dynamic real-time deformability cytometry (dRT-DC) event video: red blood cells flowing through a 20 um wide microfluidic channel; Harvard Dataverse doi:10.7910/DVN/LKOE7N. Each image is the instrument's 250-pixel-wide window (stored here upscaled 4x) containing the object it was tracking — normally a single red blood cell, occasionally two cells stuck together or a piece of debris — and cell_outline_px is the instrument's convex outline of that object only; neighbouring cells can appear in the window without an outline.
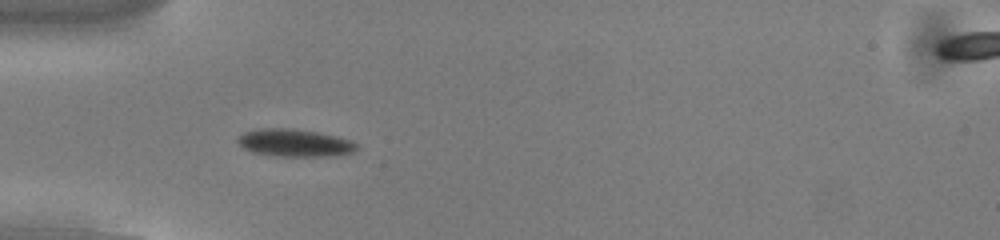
{"species": "common noctule bat (a hibernating species)", "species_latin": "Nyctalus noctula", "temperature_condition": "cold", "stored_images_in_passage": 53, "camera_frame_rate_fps": 3000, "um_per_image_px": 0.085, "animal": {"sex": "male", "body_mass_g": 13.0, "forearm_length_mm": 53.1}, "frame": {"image": 1, "passage_image": 16, "time_ms": 5.0, "image_size_px": [1000, 240], "cell_outline_px": [[360, 148], [352, 152], [324, 156], [276, 156], [252, 152], [244, 148], [236, 140], [236, 136], [244, 132], [260, 128], [292, 128], [320, 132], [352, 140]], "centroid_in_image_um": [25.02, 12.13], "position_along_channel_um": 60.0, "area_um2": 19.19}}
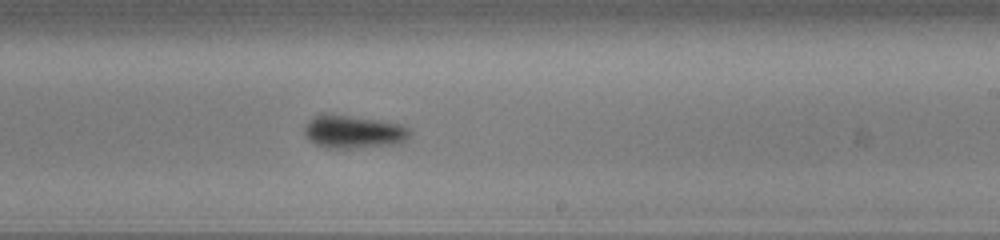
{"frame": {"image": 2, "passage_image": 32, "time_ms": 10.333, "image_size_px": [1000, 240], "cell_outline_px": [[412, 132], [408, 140], [400, 144], [356, 148], [328, 148], [316, 144], [304, 132], [304, 128], [308, 120], [312, 116], [320, 112], [328, 112], [380, 120], [400, 124], [412, 128]], "centroid_in_image_um": [30.09, 11.17], "position_along_channel_um": 258.9, "area_um2": 20.92}}
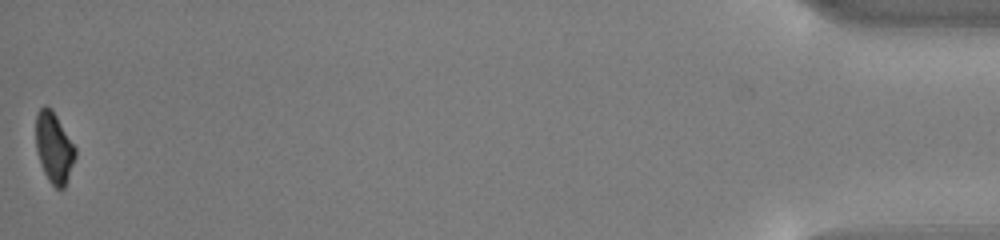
{"frame": {"image": 3, "passage_image": 53, "time_ms": 17.333, "image_size_px": [1000, 240], "cell_outline_px": [[76, 156], [64, 188], [56, 188], [48, 180], [44, 172], [36, 148], [36, 112], [44, 104], [52, 108], [76, 148]], "centroid_in_image_um": [4.59, 12.51], "position_along_channel_um": 430.6, "area_um2": 16.18}, "authors_computed_cell_mechanics": {"area_um2": 18.3226, "velocity_mm_per_s": 3.8241, "shape_relaxation_time_tau1_ms": 1.3648, "shape_relaxation_time_tau2_ms": null, "deformation_change_tau1": 0.1157, "deformation_change_tau2": null}}